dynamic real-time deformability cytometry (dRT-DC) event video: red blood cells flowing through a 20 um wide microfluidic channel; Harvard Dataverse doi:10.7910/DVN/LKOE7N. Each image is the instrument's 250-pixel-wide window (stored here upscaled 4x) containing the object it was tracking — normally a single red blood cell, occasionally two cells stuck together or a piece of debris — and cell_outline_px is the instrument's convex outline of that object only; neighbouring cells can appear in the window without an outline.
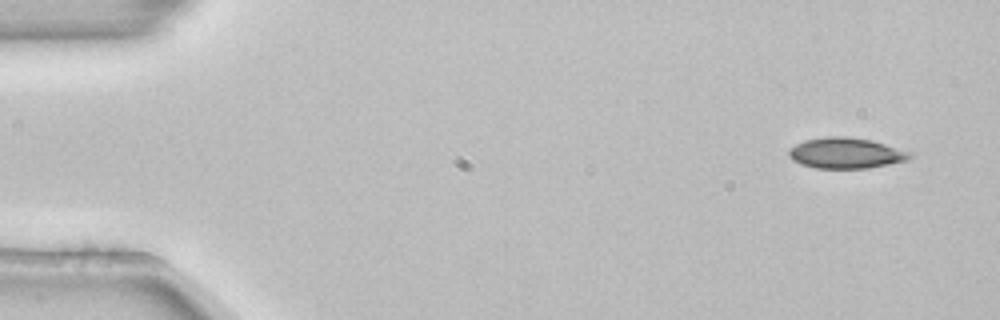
{"species": "common noctule bat (a hibernating species)", "species_latin": "Nyctalus noctula", "temperature_condition": "room temperature", "stored_images_in_passage": 4, "camera_frame_rate_fps": 3000, "um_per_image_px": 0.085, "animal": {"sex": "female", "body_mass_g": 22.7, "forearm_length_mm": 54.2}, "frame": {"image": 1, "passage_image": 1, "time_ms": 0.0, "image_size_px": [1000, 320], "cell_outline_px": [[916, 152], [912, 156], [904, 160], [888, 164], [868, 168], [816, 168], [800, 164], [792, 160], [788, 156], [788, 152], [796, 144], [804, 140], [824, 136], [844, 136], [872, 140]], "centroid_in_image_um": [71.92, 13.0], "position_along_channel_um": 13.1, "area_um2": 21.85}}
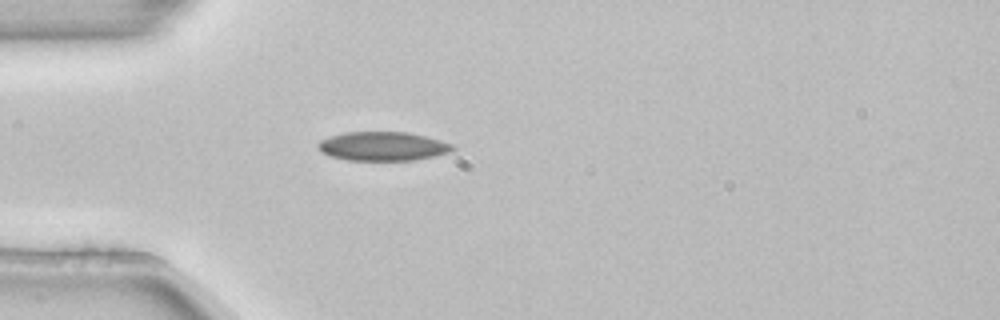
{"frame": {"image": 2, "passage_image": 4, "time_ms": 1.0, "image_size_px": [1000, 320], "cell_outline_px": [[456, 148], [448, 152], [432, 156], [412, 160], [348, 160], [332, 156], [320, 152], [316, 148], [316, 144], [320, 140], [344, 132], [408, 132], [440, 140], [452, 144]], "centroid_in_image_um": [32.49, 12.42], "position_along_channel_um": 52.5, "area_um2": 22.54}}